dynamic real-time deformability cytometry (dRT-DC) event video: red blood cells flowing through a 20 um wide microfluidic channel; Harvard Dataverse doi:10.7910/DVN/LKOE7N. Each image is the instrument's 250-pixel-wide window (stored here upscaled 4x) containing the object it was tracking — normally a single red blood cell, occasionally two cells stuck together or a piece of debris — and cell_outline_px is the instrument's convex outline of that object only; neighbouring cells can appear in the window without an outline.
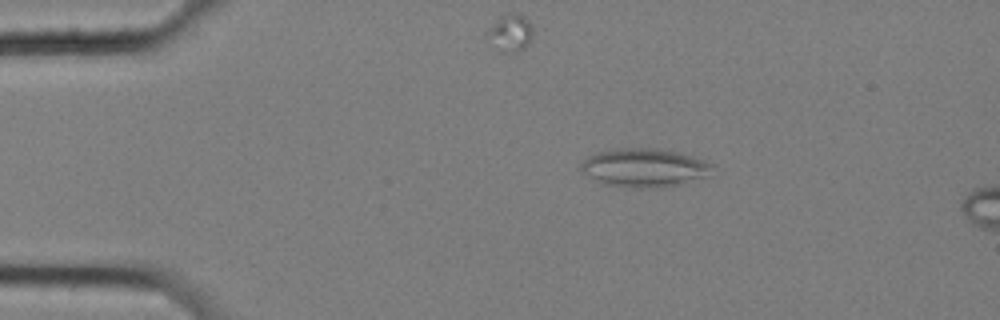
{"species": "common noctule bat (a hibernating species)", "species_latin": "Nyctalus noctula", "temperature_condition": "cold", "stored_images_in_passage": 17, "camera_frame_rate_fps": 3000, "um_per_image_px": 0.085, "animal": {"sex": "female", "body_mass_g": 25.1}, "frame": {"image": 1, "passage_image": 10, "time_ms": 3.0, "image_size_px": [1000, 320], "cell_outline_px": [[712, 164], [708, 176], [680, 184], [664, 188], [628, 188], [604, 184], [584, 172], [580, 168], [580, 164], [588, 156], [596, 152], [616, 148], [660, 148], [680, 152], [704, 160]], "centroid_in_image_um": [54.77, 14.25], "position_along_channel_um": 30.2, "area_um2": 29.65}}